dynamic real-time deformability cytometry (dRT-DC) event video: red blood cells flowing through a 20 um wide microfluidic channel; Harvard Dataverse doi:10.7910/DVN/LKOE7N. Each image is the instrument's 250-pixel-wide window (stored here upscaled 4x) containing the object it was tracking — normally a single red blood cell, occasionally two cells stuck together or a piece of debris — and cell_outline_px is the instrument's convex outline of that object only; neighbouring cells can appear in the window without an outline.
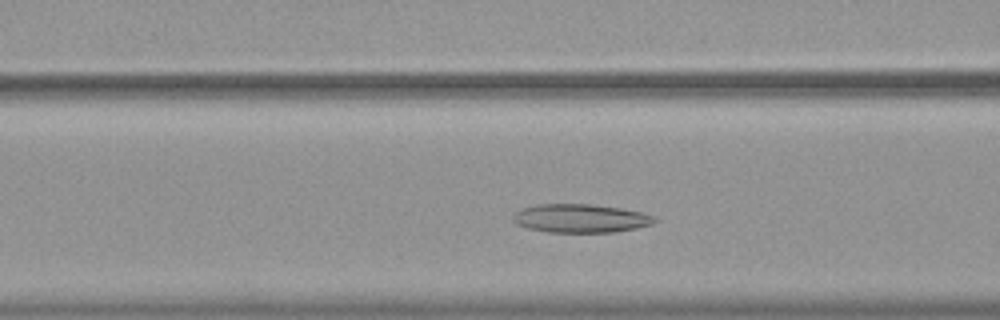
{"species": "common noctule bat (a hibernating species)", "species_latin": "Nyctalus noctula", "temperature_condition": "warm", "stored_images_in_passage": 38, "camera_frame_rate_fps": 3000, "um_per_image_px": 0.085, "animal": {"sex": "female", "body_mass_g": 19.9}, "frame": {"image": 1, "passage_image": 13, "time_ms": 4.0, "image_size_px": [1000, 320], "cell_outline_px": [[660, 220], [652, 224], [636, 228], [616, 232], [548, 232], [528, 228], [516, 224], [512, 220], [512, 216], [516, 212], [524, 208], [536, 204], [592, 204], [620, 208], [644, 212], [656, 216]], "centroid_in_image_um": [49.4, 18.56], "position_along_channel_um": 117.2, "area_um2": 23.76}}
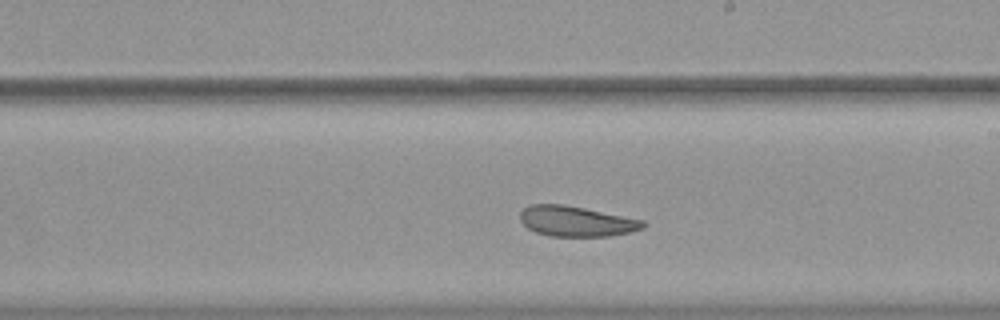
{"frame": {"image": 2, "passage_image": 23, "time_ms": 7.333, "image_size_px": [1000, 320], "cell_outline_px": [[648, 224], [644, 228], [628, 232], [608, 236], [548, 236], [536, 232], [528, 228], [520, 220], [520, 212], [528, 204], [564, 204], [644, 220]], "centroid_in_image_um": [48.98, 18.8], "position_along_channel_um": 240.0, "area_um2": 21.73}}
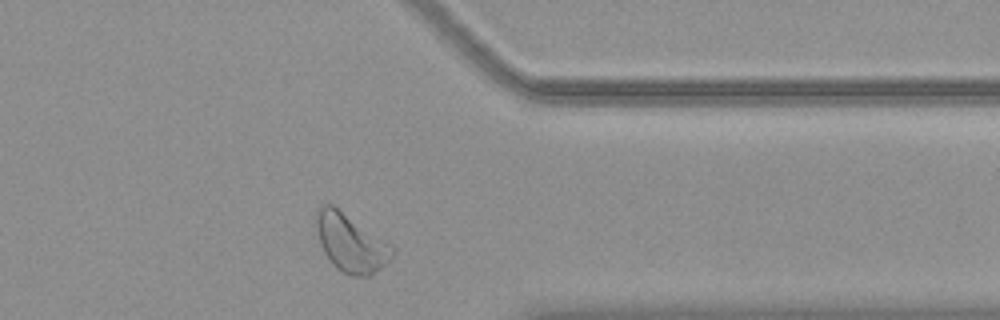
{"frame": {"image": 3, "passage_image": 35, "time_ms": 11.333, "image_size_px": [1000, 320], "cell_outline_px": [[396, 252], [392, 260], [388, 264], [368, 276], [352, 276], [344, 272], [332, 264], [324, 252], [320, 244], [312, 224], [312, 216], [316, 208], [320, 204], [332, 204], [392, 244]], "centroid_in_image_um": [29.78, 20.6], "position_along_channel_um": 381.6, "area_um2": 26.53}, "authors_computed_cell_mechanics": {"area_um2": 23.0911, "velocity_mm_per_s": 3.7027, "shape_relaxation_time_tau1_ms": null, "shape_relaxation_time_tau2_ms": 3.6878, "deformation_change_tau1": null, "deformation_change_tau2": 0.1149}}